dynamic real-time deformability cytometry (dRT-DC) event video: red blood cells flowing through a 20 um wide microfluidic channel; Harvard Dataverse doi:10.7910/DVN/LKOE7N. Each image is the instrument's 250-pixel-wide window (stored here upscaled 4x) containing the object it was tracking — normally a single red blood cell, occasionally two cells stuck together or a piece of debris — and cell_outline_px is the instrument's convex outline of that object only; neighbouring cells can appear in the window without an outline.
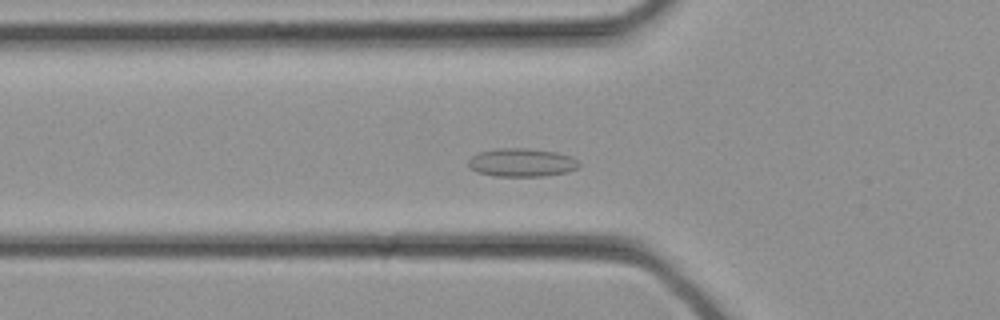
{"species": "common noctule bat (a hibernating species)", "species_latin": "Nyctalus noctula", "temperature_condition": "cold", "stored_images_in_passage": 35, "camera_frame_rate_fps": 3000, "um_per_image_px": 0.085, "animal": {"sex": "female", "body_mass_g": 21.9}, "frame": {"image": 1, "passage_image": 12, "time_ms": 3.667, "image_size_px": [1000, 320], "cell_outline_px": [[580, 164], [576, 168], [568, 172], [544, 176], [496, 176], [476, 172], [468, 168], [468, 160], [472, 156], [480, 152], [496, 148], [528, 148], [556, 152], [572, 156]], "centroid_in_image_um": [44.32, 13.81], "position_along_channel_um": 81.5, "area_um2": 18.38}}
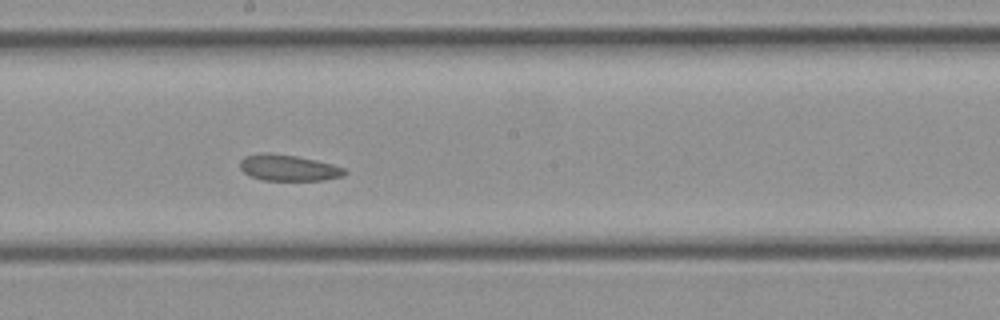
{"frame": {"image": 2, "passage_image": 19, "time_ms": 6.0, "image_size_px": [1000, 320], "cell_outline_px": [[348, 172], [344, 176], [324, 180], [264, 180], [248, 176], [240, 168], [240, 160], [244, 156], [260, 152], [272, 152], [296, 156], [316, 160], [332, 164], [344, 168]], "centroid_in_image_um": [24.49, 14.25], "position_along_channel_um": 223.7, "area_um2": 16.18}}
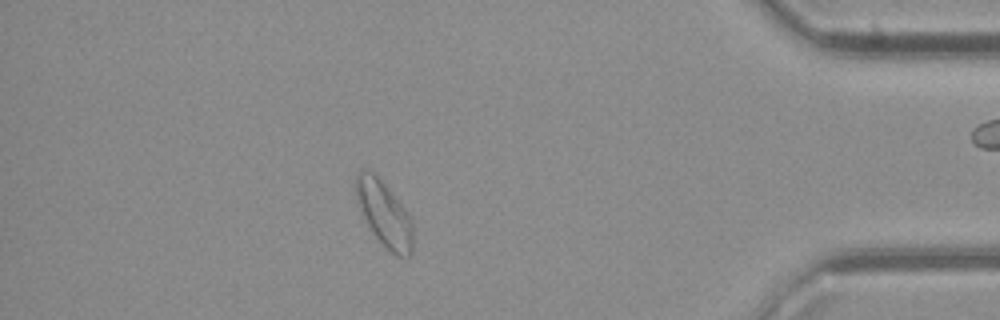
{"frame": {"image": 3, "passage_image": 30, "time_ms": 9.667, "image_size_px": [1000, 320], "cell_outline_px": [[412, 252], [408, 256], [396, 256], [372, 232], [356, 204], [352, 184], [356, 172], [360, 168], [368, 168], [388, 188], [404, 208], [412, 220]], "centroid_in_image_um": [32.57, 18.08], "position_along_channel_um": 402.6, "area_um2": 21.91}}